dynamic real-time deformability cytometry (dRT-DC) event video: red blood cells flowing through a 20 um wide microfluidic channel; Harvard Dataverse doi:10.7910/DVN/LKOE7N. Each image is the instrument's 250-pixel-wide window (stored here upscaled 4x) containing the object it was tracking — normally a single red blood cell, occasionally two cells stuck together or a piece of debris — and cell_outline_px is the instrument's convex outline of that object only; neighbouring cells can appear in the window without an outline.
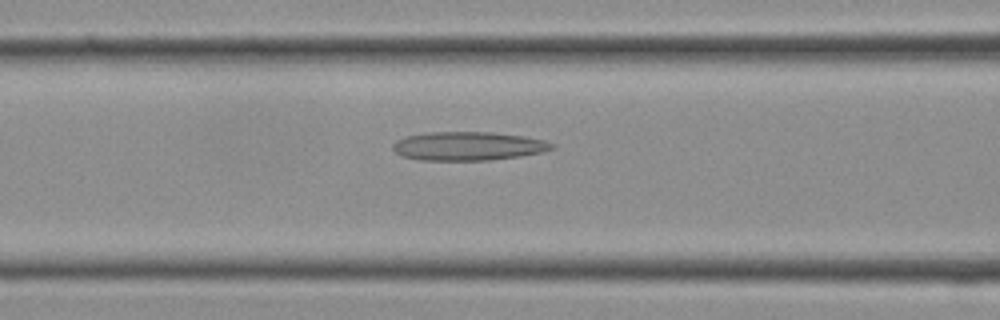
{"species": "Egyptian fruit bat (a non-hibernating species)", "species_latin": "Rousettus aegyptiacus", "temperature_condition": "cold", "stored_images_in_passage": 11, "camera_frame_rate_fps": 3000, "um_per_image_px": 0.085, "frame": {"image": 1, "passage_image": 7, "time_ms": 2.0, "image_size_px": [1000, 320], "cell_outline_px": [[556, 148], [540, 152], [520, 156], [488, 160], [420, 160], [400, 156], [392, 148], [392, 144], [396, 140], [404, 136], [428, 132], [492, 132], [524, 136], [544, 140], [556, 144]], "centroid_in_image_um": [39.77, 12.41], "position_along_channel_um": 126.8, "area_um2": 26.76}}
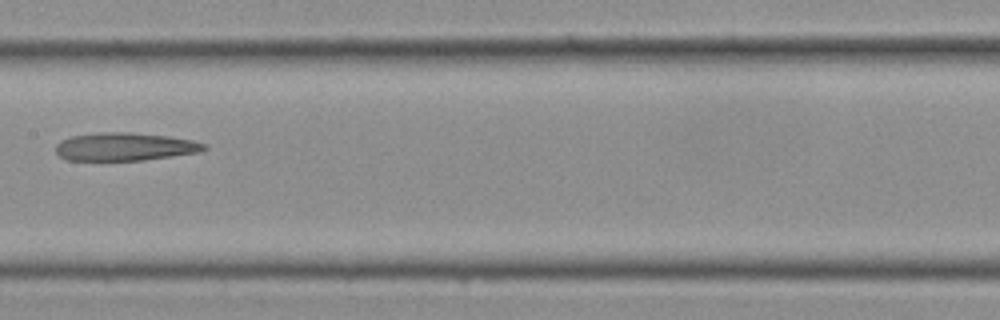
{"frame": {"image": 2, "passage_image": 10, "time_ms": 3.0, "image_size_px": [1000, 320], "cell_outline_px": [[208, 148], [200, 152], [144, 160], [68, 160], [60, 156], [56, 152], [56, 144], [60, 140], [72, 136], [100, 132], [128, 132], [168, 136], [192, 140], [208, 144]], "centroid_in_image_um": [10.63, 12.46], "position_along_channel_um": 196.8, "area_um2": 24.28}}